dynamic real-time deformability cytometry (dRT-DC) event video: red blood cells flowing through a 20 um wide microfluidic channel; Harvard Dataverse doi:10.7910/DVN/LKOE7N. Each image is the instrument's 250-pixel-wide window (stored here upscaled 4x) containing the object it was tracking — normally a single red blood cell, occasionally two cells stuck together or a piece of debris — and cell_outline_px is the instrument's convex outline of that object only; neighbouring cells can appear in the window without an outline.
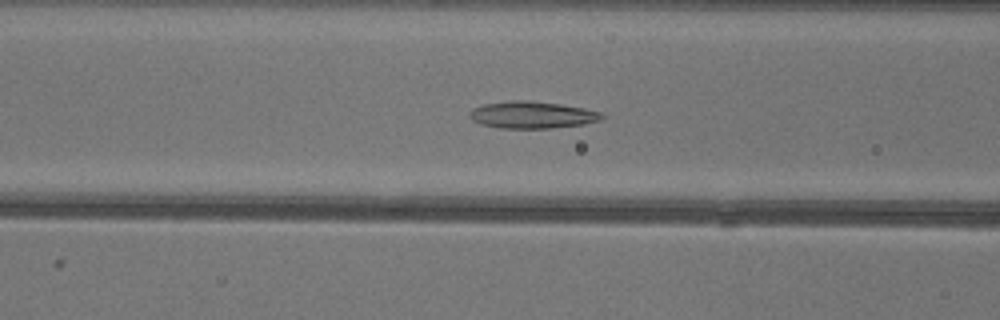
{"species": "common noctule bat (a hibernating species)", "species_latin": "Nyctalus noctula", "temperature_condition": "warm", "stored_images_in_passage": 50, "camera_frame_rate_fps": 3000, "um_per_image_px": 0.085, "animal": {"sex": "female"}, "frame": {"image": 1, "passage_image": 19, "time_ms": 6.0, "image_size_px": [1000, 320], "cell_outline_px": [[604, 116], [600, 120], [584, 124], [552, 128], [500, 128], [480, 124], [472, 120], [468, 112], [472, 108], [484, 104], [512, 100], [528, 100], [560, 104], [584, 108], [600, 112]], "centroid_in_image_um": [45.2, 9.76], "position_along_channel_um": 121.4, "area_um2": 20.81}}
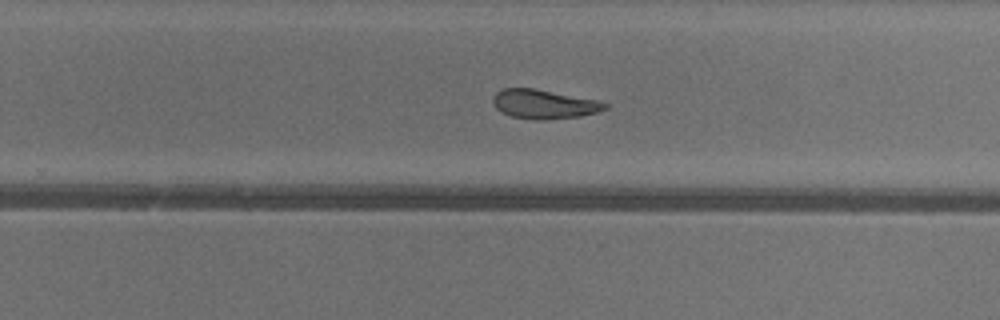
{"frame": {"image": 2, "passage_image": 31, "time_ms": 10.0, "image_size_px": [1000, 320], "cell_outline_px": [[608, 108], [596, 112], [580, 116], [544, 120], [532, 120], [512, 116], [500, 112], [496, 108], [492, 100], [492, 96], [496, 92], [504, 88], [536, 88], [600, 100], [608, 104]], "centroid_in_image_um": [46.24, 8.84], "position_along_channel_um": 283.6, "area_um2": 19.31}}
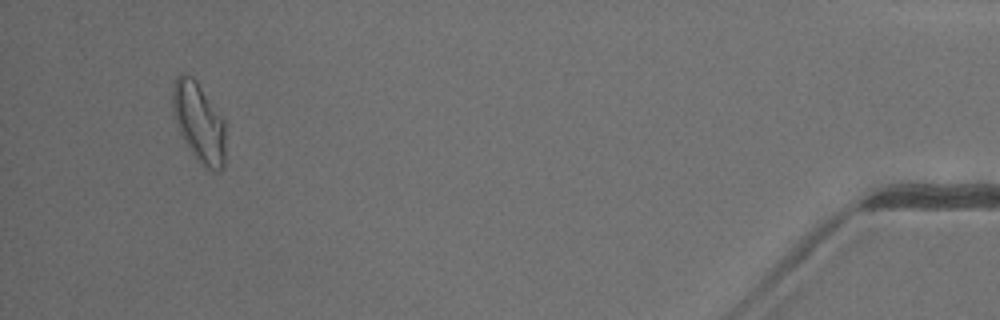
{"frame": {"image": 3, "passage_image": 47, "time_ms": 15.333, "image_size_px": [1000, 320], "cell_outline_px": [[224, 168], [216, 172], [204, 168], [196, 160], [184, 140], [180, 132], [172, 112], [172, 84], [176, 76], [180, 72], [192, 76], [196, 80], [224, 120]], "centroid_in_image_um": [16.88, 10.4], "position_along_channel_um": 418.3, "area_um2": 24.68}, "authors_computed_cell_mechanics": {"area_um2": 21.1548, "velocity_mm_per_s": 4.0678, "shape_relaxation_time_tau1_ms": 6.0553, "shape_relaxation_time_tau2_ms": 2.8979, "deformation_change_tau1": 0.1701, "deformation_change_tau2": 0.0966}}